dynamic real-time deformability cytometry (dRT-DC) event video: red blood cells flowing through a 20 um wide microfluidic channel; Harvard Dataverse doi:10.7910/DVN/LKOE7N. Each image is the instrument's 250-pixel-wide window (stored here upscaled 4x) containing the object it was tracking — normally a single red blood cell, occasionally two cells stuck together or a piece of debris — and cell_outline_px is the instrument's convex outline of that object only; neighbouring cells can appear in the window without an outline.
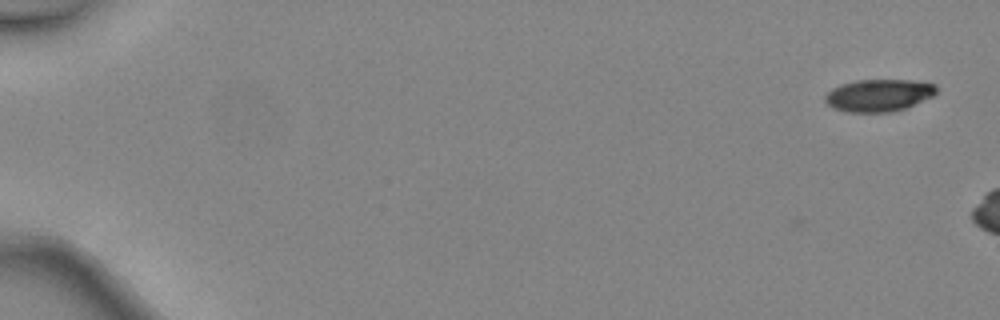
{"species": "common noctule bat (a hibernating species)", "species_latin": "Nyctalus noctula", "temperature_condition": "warm", "stored_images_in_passage": 2, "camera_frame_rate_fps": 3000, "um_per_image_px": 0.085, "animal": {"sex": "female", "body_mass_g": 24.6, "forearm_length_mm": 56.2}, "frame": {"image": 1, "passage_image": 2, "time_ms": 0.333, "image_size_px": [1000, 320], "cell_outline_px": [[936, 92], [932, 96], [908, 108], [892, 112], [844, 112], [832, 108], [824, 100], [824, 96], [832, 88], [840, 84], [856, 80], [912, 80], [936, 84]], "centroid_in_image_um": [74.67, 8.11], "position_along_channel_um": 10.3, "area_um2": 21.15}}